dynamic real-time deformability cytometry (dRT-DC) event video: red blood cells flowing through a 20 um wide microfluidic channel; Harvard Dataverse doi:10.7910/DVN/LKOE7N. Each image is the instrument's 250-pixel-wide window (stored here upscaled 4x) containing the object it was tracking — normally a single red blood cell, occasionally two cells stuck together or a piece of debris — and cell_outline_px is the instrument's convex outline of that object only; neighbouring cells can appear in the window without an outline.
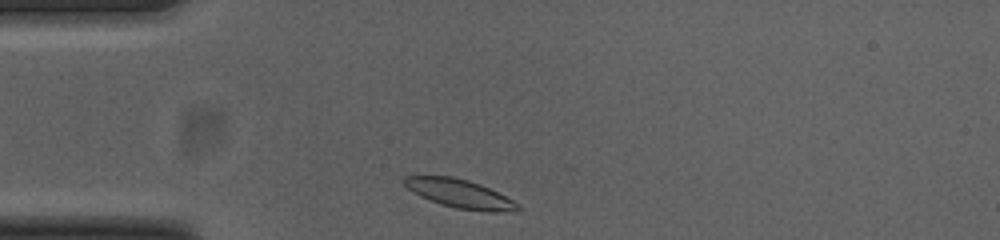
{"species": "common noctule bat (a hibernating species)", "species_latin": "Nyctalus noctula", "temperature_condition": "cold", "stored_images_in_passage": 32, "camera_frame_rate_fps": 3000, "um_per_image_px": 0.085, "animal": {"sex": "female", "body_mass_g": 23.0, "forearm_length_mm": 53.4}, "frame": {"image": 1, "passage_image": 2, "time_ms": 0.333, "image_size_px": [1000, 240], "cell_outline_px": [[524, 208], [520, 212], [488, 212], [456, 208], [440, 204], [420, 196], [412, 192], [404, 184], [404, 176], [452, 176], [468, 180], [480, 184], [520, 204]], "centroid_in_image_um": [39.14, 16.49], "position_along_channel_um": 45.9, "area_um2": 19.02}}
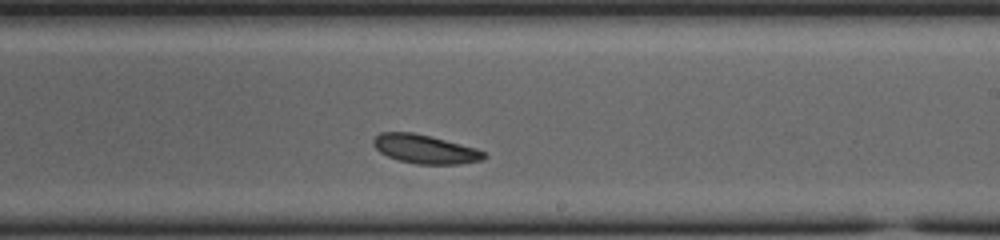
{"frame": {"image": 2, "passage_image": 20, "time_ms": 6.333, "image_size_px": [1000, 240], "cell_outline_px": [[488, 156], [484, 160], [460, 164], [416, 164], [400, 160], [388, 156], [380, 152], [372, 144], [372, 140], [380, 132], [412, 132], [432, 136], [476, 148], [484, 152]], "centroid_in_image_um": [36.15, 12.67], "position_along_channel_um": 252.9, "area_um2": 18.67}}
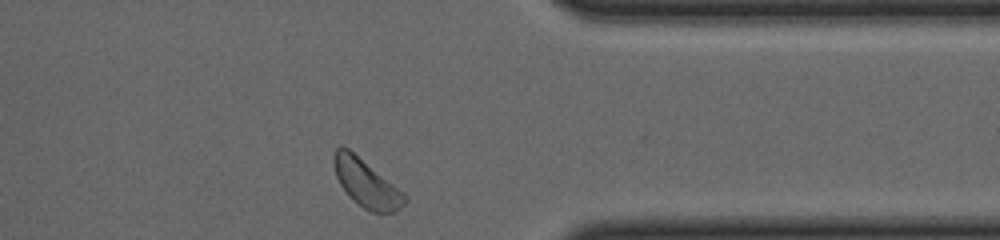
{"frame": {"image": 3, "passage_image": 31, "time_ms": 10.0, "image_size_px": [1000, 240], "cell_outline_px": [[408, 200], [396, 212], [380, 216], [364, 208], [340, 184], [336, 176], [332, 160], [332, 156], [336, 148], [340, 144], [348, 148], [404, 192], [408, 196]], "centroid_in_image_um": [31.17, 15.59], "position_along_channel_um": 380.2, "area_um2": 19.71}, "authors_computed_cell_mechanics": {"area_um2": 18.5827, "velocity_mm_per_s": 3.7552, "shape_relaxation_time_tau1_ms": 3.9261, "shape_relaxation_time_tau2_ms": null, "deformation_change_tau1": 0.1412, "deformation_change_tau2": null}}